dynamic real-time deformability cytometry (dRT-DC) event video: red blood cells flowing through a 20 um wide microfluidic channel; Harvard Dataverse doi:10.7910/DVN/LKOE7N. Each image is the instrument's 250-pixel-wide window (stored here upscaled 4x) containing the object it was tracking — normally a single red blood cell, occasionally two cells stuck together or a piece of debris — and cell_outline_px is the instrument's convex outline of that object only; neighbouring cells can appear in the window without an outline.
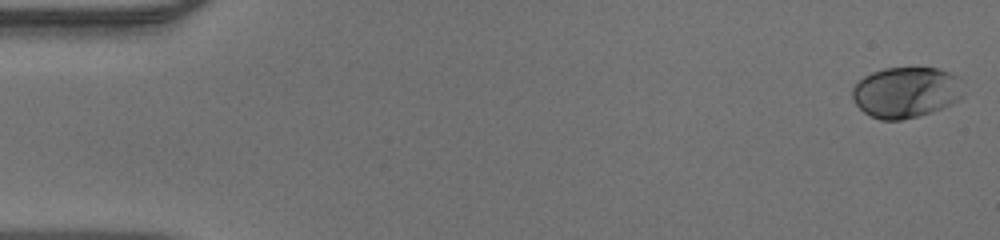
{"species": "human", "species_latin": "Homo sapiens", "temperature_condition": "warm", "stored_images_in_passage": 13, "camera_frame_rate_fps": 3000, "um_per_image_px": 0.085, "donor": {"sex": "male"}, "frame": {"image": 1, "passage_image": 1, "time_ms": 0.0, "image_size_px": [1000, 240], "cell_outline_px": [[960, 96], [952, 104], [932, 112], [900, 120], [880, 120], [864, 112], [856, 104], [852, 96], [852, 88], [864, 76], [872, 72], [884, 68], [936, 68], [948, 72], [956, 76]], "centroid_in_image_um": [76.93, 7.85], "position_along_channel_um": 8.1, "area_um2": 32.25}}